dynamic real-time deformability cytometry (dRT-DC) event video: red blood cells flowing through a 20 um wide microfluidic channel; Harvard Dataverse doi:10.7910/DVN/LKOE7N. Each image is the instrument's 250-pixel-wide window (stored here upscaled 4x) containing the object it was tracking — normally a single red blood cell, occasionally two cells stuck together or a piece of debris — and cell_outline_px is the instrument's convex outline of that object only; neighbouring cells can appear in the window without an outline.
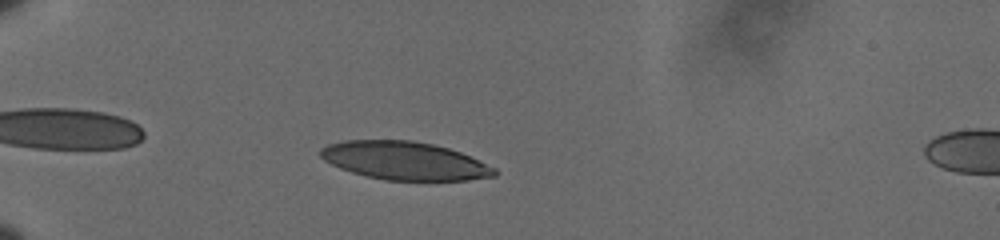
{"species": "human", "species_latin": "Homo sapiens", "temperature_condition": "cold", "stored_images_in_passage": 47, "camera_frame_rate_fps": 3000, "um_per_image_px": 0.085, "donor": {"sex": "male"}, "frame": {"image": 1, "passage_image": 6, "time_ms": 1.667, "image_size_px": [1000, 240], "cell_outline_px": [[496, 176], [468, 180], [384, 180], [352, 172], [340, 168], [324, 160], [320, 156], [320, 148], [328, 144], [344, 140], [412, 140], [432, 144], [448, 148], [460, 152], [496, 168]], "centroid_in_image_um": [34.38, 13.66], "position_along_channel_um": 50.6, "area_um2": 38.55}}
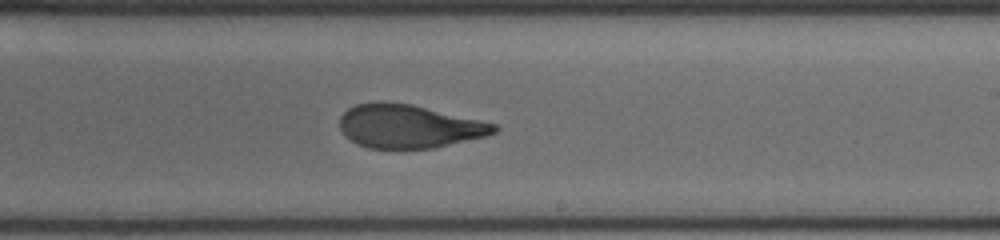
{"frame": {"image": 2, "passage_image": 26, "time_ms": 8.333, "image_size_px": [1000, 240], "cell_outline_px": [[500, 128], [496, 132], [488, 136], [432, 148], [368, 148], [356, 144], [344, 136], [340, 128], [340, 116], [348, 108], [356, 104], [376, 100], [380, 100], [412, 104], [480, 120], [496, 124]], "centroid_in_image_um": [34.73, 10.72], "position_along_channel_um": 254.3, "area_um2": 39.42}}
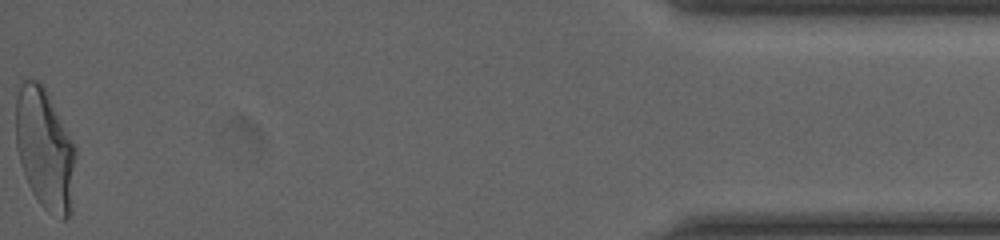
{"frame": {"image": 3, "passage_image": 47, "time_ms": 15.333, "image_size_px": [1000, 240], "cell_outline_px": [[76, 156], [72, 212], [68, 220], [60, 220], [48, 212], [36, 200], [28, 184], [16, 148], [16, 100], [20, 84], [24, 80], [36, 80], [44, 84], [76, 148]], "centroid_in_image_um": [3.84, 12.72], "position_along_channel_um": 431.4, "area_um2": 42.83}, "authors_computed_cell_mechanics": {"area_um2": 40.5178, "velocity_mm_per_s": 3.5975, "shape_relaxation_time_tau1_ms": 7.9907, "shape_relaxation_time_tau2_ms": 1.5319, "deformation_change_tau1": 0.2399, "deformation_change_tau2": 0.0866}}